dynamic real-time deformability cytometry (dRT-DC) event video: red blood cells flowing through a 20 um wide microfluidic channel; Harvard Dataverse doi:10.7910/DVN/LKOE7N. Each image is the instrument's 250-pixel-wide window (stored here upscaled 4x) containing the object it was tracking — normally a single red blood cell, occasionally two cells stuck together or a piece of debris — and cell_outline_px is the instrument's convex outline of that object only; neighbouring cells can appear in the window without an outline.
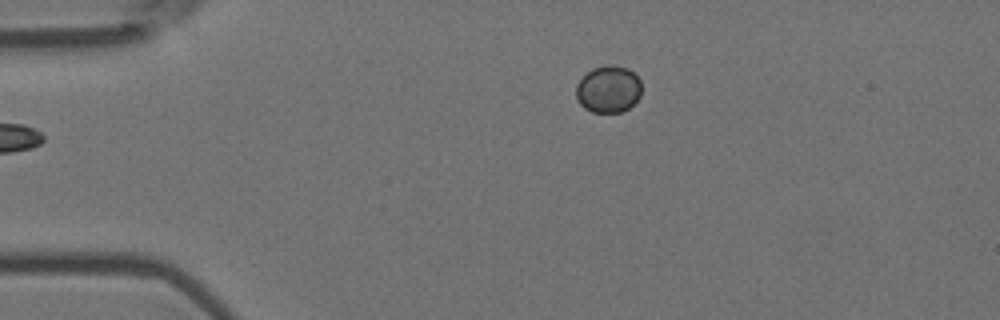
{"species": "Egyptian fruit bat (a non-hibernating species)", "species_latin": "Rousettus aegyptiacus", "temperature_condition": "room temperature", "stored_images_in_passage": 45, "camera_frame_rate_fps": 3000, "um_per_image_px": 0.085, "animal": {"sex": "female"}, "frame": {"image": 1, "passage_image": 1, "time_ms": 0.0, "image_size_px": [1000, 320], "cell_outline_px": [[640, 96], [628, 108], [620, 112], [592, 112], [584, 108], [580, 104], [576, 96], [576, 84], [592, 68], [608, 64], [612, 64], [628, 68], [640, 80]], "centroid_in_image_um": [51.7, 7.57], "position_along_channel_um": 33.3, "area_um2": 17.86}}
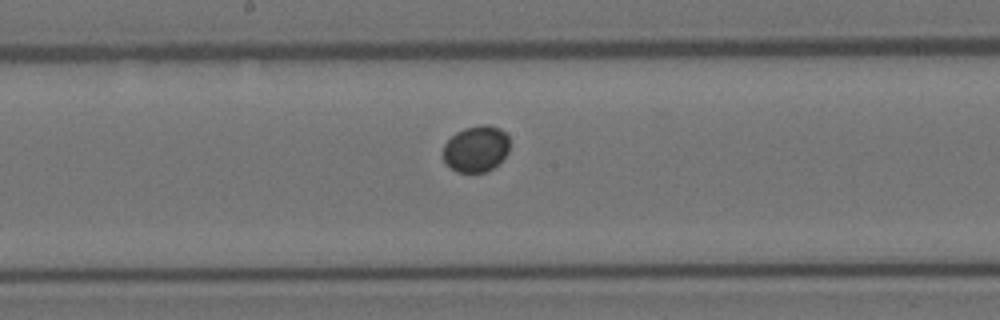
{"frame": {"image": 2, "passage_image": 19, "time_ms": 6.0, "image_size_px": [1000, 320], "cell_outline_px": [[508, 152], [492, 168], [484, 172], [456, 172], [444, 160], [444, 144], [456, 132], [464, 128], [480, 124], [488, 124], [500, 128], [508, 136]], "centroid_in_image_um": [40.46, 12.62], "position_along_channel_um": 207.7, "area_um2": 17.74}}
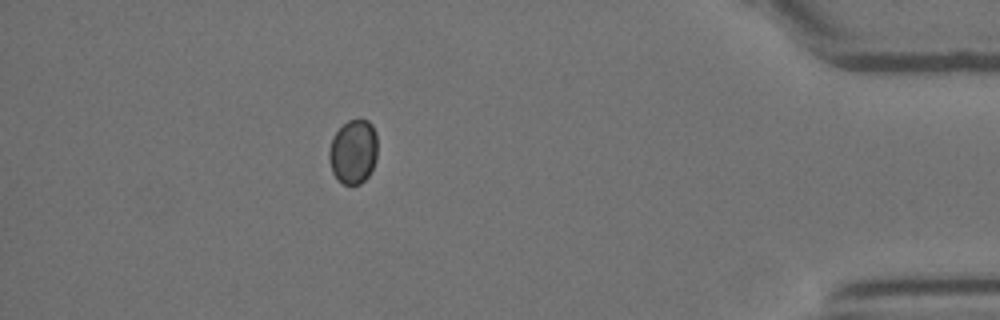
{"frame": {"image": 3, "passage_image": 39, "time_ms": 12.667, "image_size_px": [1000, 320], "cell_outline_px": [[376, 160], [368, 176], [360, 184], [344, 184], [332, 172], [328, 160], [328, 152], [332, 136], [348, 120], [368, 120], [372, 124], [376, 132]], "centroid_in_image_um": [30.02, 12.88], "position_along_channel_um": 405.2, "area_um2": 18.09}}